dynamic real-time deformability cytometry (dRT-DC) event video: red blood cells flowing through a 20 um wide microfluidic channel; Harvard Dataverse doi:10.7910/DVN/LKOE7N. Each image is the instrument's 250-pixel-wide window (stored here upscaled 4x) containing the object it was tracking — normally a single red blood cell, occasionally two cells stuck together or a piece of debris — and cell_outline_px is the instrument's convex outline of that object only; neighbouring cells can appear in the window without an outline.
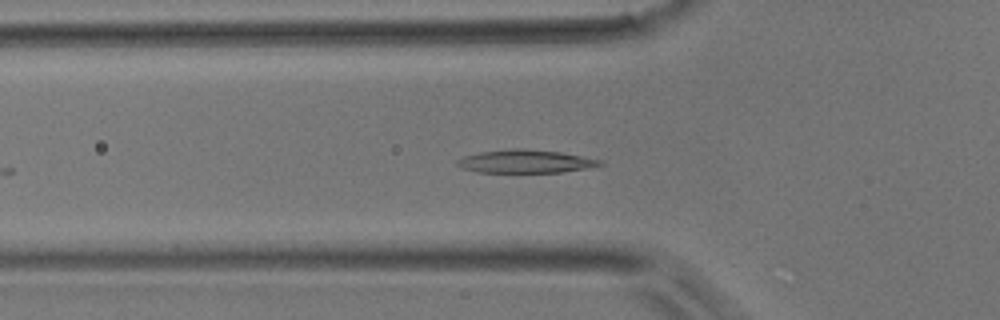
{"species": "common noctule bat (a hibernating species)", "species_latin": "Nyctalus noctula", "temperature_condition": "room temperature", "stored_images_in_passage": 7, "camera_frame_rate_fps": 3000, "um_per_image_px": 0.085, "animal": {"sex": "male", "body_mass_g": 17.9}, "frame": {"image": 1, "passage_image": 3, "time_ms": 0.667, "image_size_px": [1000, 320], "cell_outline_px": [[604, 164], [588, 168], [560, 172], [476, 172], [464, 168], [456, 164], [456, 160], [464, 156], [480, 152], [512, 148], [524, 148], [560, 152], [604, 160]], "centroid_in_image_um": [44.69, 13.71], "position_along_channel_um": 81.1, "area_um2": 19.25}}
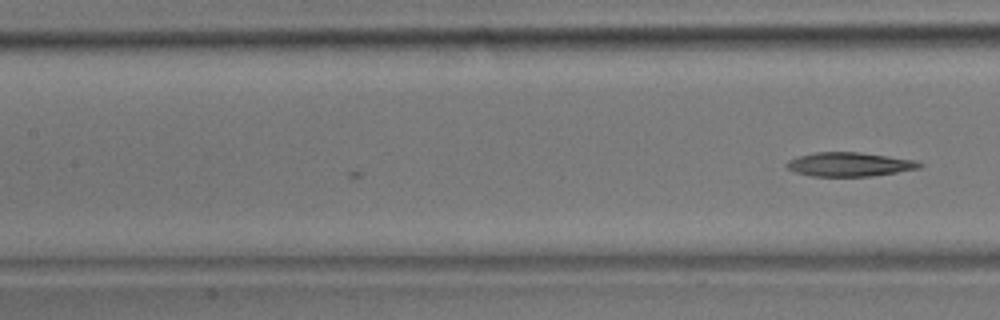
{"frame": {"image": 2, "passage_image": 7, "time_ms": 2.0, "image_size_px": [1000, 320], "cell_outline_px": [[924, 164], [920, 168], [896, 172], [868, 176], [812, 176], [796, 172], [788, 168], [784, 164], [788, 160], [800, 156], [816, 152], [860, 152], [888, 156], [912, 160]], "centroid_in_image_um": [72.17, 13.97], "position_along_channel_um": 135.2, "area_um2": 18.32}}